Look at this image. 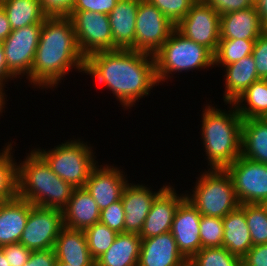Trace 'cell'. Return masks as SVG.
<instances>
[{
    "instance_id": "d590c367",
    "label": "cell",
    "mask_w": 267,
    "mask_h": 266,
    "mask_svg": "<svg viewBox=\"0 0 267 266\" xmlns=\"http://www.w3.org/2000/svg\"><path fill=\"white\" fill-rule=\"evenodd\" d=\"M155 5L173 24H178L189 12L196 0H148Z\"/></svg>"
},
{
    "instance_id": "836d02e7",
    "label": "cell",
    "mask_w": 267,
    "mask_h": 266,
    "mask_svg": "<svg viewBox=\"0 0 267 266\" xmlns=\"http://www.w3.org/2000/svg\"><path fill=\"white\" fill-rule=\"evenodd\" d=\"M245 217L253 245L267 243V207L245 204Z\"/></svg>"
},
{
    "instance_id": "8d00e7d4",
    "label": "cell",
    "mask_w": 267,
    "mask_h": 266,
    "mask_svg": "<svg viewBox=\"0 0 267 266\" xmlns=\"http://www.w3.org/2000/svg\"><path fill=\"white\" fill-rule=\"evenodd\" d=\"M99 222L117 233H124L125 212L121 199L100 211Z\"/></svg>"
},
{
    "instance_id": "816d5d0a",
    "label": "cell",
    "mask_w": 267,
    "mask_h": 266,
    "mask_svg": "<svg viewBox=\"0 0 267 266\" xmlns=\"http://www.w3.org/2000/svg\"><path fill=\"white\" fill-rule=\"evenodd\" d=\"M8 0H0V6L3 4V3H5V2H7Z\"/></svg>"
},
{
    "instance_id": "bcb514c9",
    "label": "cell",
    "mask_w": 267,
    "mask_h": 266,
    "mask_svg": "<svg viewBox=\"0 0 267 266\" xmlns=\"http://www.w3.org/2000/svg\"><path fill=\"white\" fill-rule=\"evenodd\" d=\"M12 32L6 12L0 6V42H3Z\"/></svg>"
},
{
    "instance_id": "8fae6325",
    "label": "cell",
    "mask_w": 267,
    "mask_h": 266,
    "mask_svg": "<svg viewBox=\"0 0 267 266\" xmlns=\"http://www.w3.org/2000/svg\"><path fill=\"white\" fill-rule=\"evenodd\" d=\"M42 24H32L13 30L2 42L9 71L19 80L26 77L30 83V73L40 39Z\"/></svg>"
},
{
    "instance_id": "5b68a950",
    "label": "cell",
    "mask_w": 267,
    "mask_h": 266,
    "mask_svg": "<svg viewBox=\"0 0 267 266\" xmlns=\"http://www.w3.org/2000/svg\"><path fill=\"white\" fill-rule=\"evenodd\" d=\"M158 84L168 83L175 73L214 67V54L203 45L186 38L176 28L154 55Z\"/></svg>"
},
{
    "instance_id": "b9f144b4",
    "label": "cell",
    "mask_w": 267,
    "mask_h": 266,
    "mask_svg": "<svg viewBox=\"0 0 267 266\" xmlns=\"http://www.w3.org/2000/svg\"><path fill=\"white\" fill-rule=\"evenodd\" d=\"M48 16H68L72 12L75 0H39Z\"/></svg>"
},
{
    "instance_id": "ee69618b",
    "label": "cell",
    "mask_w": 267,
    "mask_h": 266,
    "mask_svg": "<svg viewBox=\"0 0 267 266\" xmlns=\"http://www.w3.org/2000/svg\"><path fill=\"white\" fill-rule=\"evenodd\" d=\"M57 258L54 248L32 251L23 266H56Z\"/></svg>"
},
{
    "instance_id": "9a60e30c",
    "label": "cell",
    "mask_w": 267,
    "mask_h": 266,
    "mask_svg": "<svg viewBox=\"0 0 267 266\" xmlns=\"http://www.w3.org/2000/svg\"><path fill=\"white\" fill-rule=\"evenodd\" d=\"M168 185L169 184H163V186H160V189L157 191L156 189H153L152 187L145 185L144 183L135 184L133 182L129 183L128 181L121 195V201L123 203L125 212V233H135L138 235L140 234L143 223L145 222V219L149 214L154 199Z\"/></svg>"
},
{
    "instance_id": "e0dca14e",
    "label": "cell",
    "mask_w": 267,
    "mask_h": 266,
    "mask_svg": "<svg viewBox=\"0 0 267 266\" xmlns=\"http://www.w3.org/2000/svg\"><path fill=\"white\" fill-rule=\"evenodd\" d=\"M175 186L168 185L153 201L149 214L140 231V238L146 239L169 232L179 204L186 198Z\"/></svg>"
},
{
    "instance_id": "ab89813d",
    "label": "cell",
    "mask_w": 267,
    "mask_h": 266,
    "mask_svg": "<svg viewBox=\"0 0 267 266\" xmlns=\"http://www.w3.org/2000/svg\"><path fill=\"white\" fill-rule=\"evenodd\" d=\"M10 266H23L29 259L31 250L21 243L1 247Z\"/></svg>"
},
{
    "instance_id": "7a4b0ae2",
    "label": "cell",
    "mask_w": 267,
    "mask_h": 266,
    "mask_svg": "<svg viewBox=\"0 0 267 266\" xmlns=\"http://www.w3.org/2000/svg\"><path fill=\"white\" fill-rule=\"evenodd\" d=\"M73 69L84 74L85 57L77 45L71 19L48 16L42 23L30 84L34 89L54 90Z\"/></svg>"
},
{
    "instance_id": "cb8c5ba5",
    "label": "cell",
    "mask_w": 267,
    "mask_h": 266,
    "mask_svg": "<svg viewBox=\"0 0 267 266\" xmlns=\"http://www.w3.org/2000/svg\"><path fill=\"white\" fill-rule=\"evenodd\" d=\"M224 232L222 247L242 258L253 246L245 217V204L239 205L222 218Z\"/></svg>"
},
{
    "instance_id": "6da1fadb",
    "label": "cell",
    "mask_w": 267,
    "mask_h": 266,
    "mask_svg": "<svg viewBox=\"0 0 267 266\" xmlns=\"http://www.w3.org/2000/svg\"><path fill=\"white\" fill-rule=\"evenodd\" d=\"M84 73L112 91L123 110L132 109L159 85L154 56L132 49L91 54L85 58Z\"/></svg>"
},
{
    "instance_id": "ac0fdd59",
    "label": "cell",
    "mask_w": 267,
    "mask_h": 266,
    "mask_svg": "<svg viewBox=\"0 0 267 266\" xmlns=\"http://www.w3.org/2000/svg\"><path fill=\"white\" fill-rule=\"evenodd\" d=\"M189 261L181 254L172 233L141 240L138 266H186Z\"/></svg>"
},
{
    "instance_id": "2e32d148",
    "label": "cell",
    "mask_w": 267,
    "mask_h": 266,
    "mask_svg": "<svg viewBox=\"0 0 267 266\" xmlns=\"http://www.w3.org/2000/svg\"><path fill=\"white\" fill-rule=\"evenodd\" d=\"M200 219L199 211L185 198L179 204L171 225L170 232L178 249L188 261L202 248Z\"/></svg>"
},
{
    "instance_id": "44dd1931",
    "label": "cell",
    "mask_w": 267,
    "mask_h": 266,
    "mask_svg": "<svg viewBox=\"0 0 267 266\" xmlns=\"http://www.w3.org/2000/svg\"><path fill=\"white\" fill-rule=\"evenodd\" d=\"M31 210V203L16 196L0 202V248L19 243Z\"/></svg>"
},
{
    "instance_id": "1f68e13d",
    "label": "cell",
    "mask_w": 267,
    "mask_h": 266,
    "mask_svg": "<svg viewBox=\"0 0 267 266\" xmlns=\"http://www.w3.org/2000/svg\"><path fill=\"white\" fill-rule=\"evenodd\" d=\"M92 258L96 261L114 242L117 232L101 222L84 230Z\"/></svg>"
},
{
    "instance_id": "603a6c76",
    "label": "cell",
    "mask_w": 267,
    "mask_h": 266,
    "mask_svg": "<svg viewBox=\"0 0 267 266\" xmlns=\"http://www.w3.org/2000/svg\"><path fill=\"white\" fill-rule=\"evenodd\" d=\"M54 251L57 262L73 266H95L84 230H73L63 227L56 239Z\"/></svg>"
},
{
    "instance_id": "d6a6232c",
    "label": "cell",
    "mask_w": 267,
    "mask_h": 266,
    "mask_svg": "<svg viewBox=\"0 0 267 266\" xmlns=\"http://www.w3.org/2000/svg\"><path fill=\"white\" fill-rule=\"evenodd\" d=\"M241 258L225 247L201 248L190 260V266H240Z\"/></svg>"
},
{
    "instance_id": "60d3db41",
    "label": "cell",
    "mask_w": 267,
    "mask_h": 266,
    "mask_svg": "<svg viewBox=\"0 0 267 266\" xmlns=\"http://www.w3.org/2000/svg\"><path fill=\"white\" fill-rule=\"evenodd\" d=\"M206 4L214 8L220 15L247 9L254 4L251 0H203Z\"/></svg>"
},
{
    "instance_id": "5bb4252c",
    "label": "cell",
    "mask_w": 267,
    "mask_h": 266,
    "mask_svg": "<svg viewBox=\"0 0 267 266\" xmlns=\"http://www.w3.org/2000/svg\"><path fill=\"white\" fill-rule=\"evenodd\" d=\"M127 183L128 178L123 169L114 164L98 163L90 172L84 189L93 197L101 211L121 199Z\"/></svg>"
},
{
    "instance_id": "3957f363",
    "label": "cell",
    "mask_w": 267,
    "mask_h": 266,
    "mask_svg": "<svg viewBox=\"0 0 267 266\" xmlns=\"http://www.w3.org/2000/svg\"><path fill=\"white\" fill-rule=\"evenodd\" d=\"M209 103L201 114L200 139L209 169H225L241 156L243 118L233 103H228L229 110Z\"/></svg>"
},
{
    "instance_id": "4fadbf2b",
    "label": "cell",
    "mask_w": 267,
    "mask_h": 266,
    "mask_svg": "<svg viewBox=\"0 0 267 266\" xmlns=\"http://www.w3.org/2000/svg\"><path fill=\"white\" fill-rule=\"evenodd\" d=\"M63 225V210L31 204L19 243L31 251L54 248Z\"/></svg>"
},
{
    "instance_id": "f6af8a7d",
    "label": "cell",
    "mask_w": 267,
    "mask_h": 266,
    "mask_svg": "<svg viewBox=\"0 0 267 266\" xmlns=\"http://www.w3.org/2000/svg\"><path fill=\"white\" fill-rule=\"evenodd\" d=\"M15 79L16 77L8 69L5 60L3 45L2 42H0V89L5 92L4 88H8L5 87L6 84H8L7 82H9V80L14 81Z\"/></svg>"
},
{
    "instance_id": "f546056e",
    "label": "cell",
    "mask_w": 267,
    "mask_h": 266,
    "mask_svg": "<svg viewBox=\"0 0 267 266\" xmlns=\"http://www.w3.org/2000/svg\"><path fill=\"white\" fill-rule=\"evenodd\" d=\"M12 144V141H8L0 151V202L17 196V162L13 157L15 152Z\"/></svg>"
},
{
    "instance_id": "7dc6e473",
    "label": "cell",
    "mask_w": 267,
    "mask_h": 266,
    "mask_svg": "<svg viewBox=\"0 0 267 266\" xmlns=\"http://www.w3.org/2000/svg\"><path fill=\"white\" fill-rule=\"evenodd\" d=\"M254 5L262 24L267 28V0H257Z\"/></svg>"
},
{
    "instance_id": "4dcf8cb0",
    "label": "cell",
    "mask_w": 267,
    "mask_h": 266,
    "mask_svg": "<svg viewBox=\"0 0 267 266\" xmlns=\"http://www.w3.org/2000/svg\"><path fill=\"white\" fill-rule=\"evenodd\" d=\"M256 40L220 39L214 54V67L221 68L251 55Z\"/></svg>"
},
{
    "instance_id": "484cf974",
    "label": "cell",
    "mask_w": 267,
    "mask_h": 266,
    "mask_svg": "<svg viewBox=\"0 0 267 266\" xmlns=\"http://www.w3.org/2000/svg\"><path fill=\"white\" fill-rule=\"evenodd\" d=\"M141 238L135 233H118L109 249L95 266H138Z\"/></svg>"
},
{
    "instance_id": "83f0119b",
    "label": "cell",
    "mask_w": 267,
    "mask_h": 266,
    "mask_svg": "<svg viewBox=\"0 0 267 266\" xmlns=\"http://www.w3.org/2000/svg\"><path fill=\"white\" fill-rule=\"evenodd\" d=\"M13 30L32 24H42L48 15L39 0H8L1 5Z\"/></svg>"
},
{
    "instance_id": "d6986e66",
    "label": "cell",
    "mask_w": 267,
    "mask_h": 266,
    "mask_svg": "<svg viewBox=\"0 0 267 266\" xmlns=\"http://www.w3.org/2000/svg\"><path fill=\"white\" fill-rule=\"evenodd\" d=\"M266 29L255 5L220 15V39L256 40Z\"/></svg>"
},
{
    "instance_id": "8992f818",
    "label": "cell",
    "mask_w": 267,
    "mask_h": 266,
    "mask_svg": "<svg viewBox=\"0 0 267 266\" xmlns=\"http://www.w3.org/2000/svg\"><path fill=\"white\" fill-rule=\"evenodd\" d=\"M77 138L65 140L64 143L46 150L41 147L33 149L46 161L51 170L74 188H84L92 169L98 164L91 144Z\"/></svg>"
},
{
    "instance_id": "74e56055",
    "label": "cell",
    "mask_w": 267,
    "mask_h": 266,
    "mask_svg": "<svg viewBox=\"0 0 267 266\" xmlns=\"http://www.w3.org/2000/svg\"><path fill=\"white\" fill-rule=\"evenodd\" d=\"M260 79L267 78V29L256 39L251 53Z\"/></svg>"
},
{
    "instance_id": "ffe728a7",
    "label": "cell",
    "mask_w": 267,
    "mask_h": 266,
    "mask_svg": "<svg viewBox=\"0 0 267 266\" xmlns=\"http://www.w3.org/2000/svg\"><path fill=\"white\" fill-rule=\"evenodd\" d=\"M140 0H119L108 14L114 50L135 51L136 14Z\"/></svg>"
},
{
    "instance_id": "ba28073f",
    "label": "cell",
    "mask_w": 267,
    "mask_h": 266,
    "mask_svg": "<svg viewBox=\"0 0 267 266\" xmlns=\"http://www.w3.org/2000/svg\"><path fill=\"white\" fill-rule=\"evenodd\" d=\"M68 17L73 24L79 50L85 58L96 52L114 50L108 15L92 11H72Z\"/></svg>"
},
{
    "instance_id": "c3c4849f",
    "label": "cell",
    "mask_w": 267,
    "mask_h": 266,
    "mask_svg": "<svg viewBox=\"0 0 267 266\" xmlns=\"http://www.w3.org/2000/svg\"><path fill=\"white\" fill-rule=\"evenodd\" d=\"M7 96L8 95H6V92L0 89V115L3 113V111L5 112V107H6L5 104H7L6 101H8L6 100Z\"/></svg>"
},
{
    "instance_id": "52a82bcc",
    "label": "cell",
    "mask_w": 267,
    "mask_h": 266,
    "mask_svg": "<svg viewBox=\"0 0 267 266\" xmlns=\"http://www.w3.org/2000/svg\"><path fill=\"white\" fill-rule=\"evenodd\" d=\"M198 175L192 191L186 190L185 195L201 215L224 218L240 205L232 179L225 169L207 167Z\"/></svg>"
},
{
    "instance_id": "7bdbcfd3",
    "label": "cell",
    "mask_w": 267,
    "mask_h": 266,
    "mask_svg": "<svg viewBox=\"0 0 267 266\" xmlns=\"http://www.w3.org/2000/svg\"><path fill=\"white\" fill-rule=\"evenodd\" d=\"M241 260L245 266H267V243L253 245Z\"/></svg>"
},
{
    "instance_id": "f907efd6",
    "label": "cell",
    "mask_w": 267,
    "mask_h": 266,
    "mask_svg": "<svg viewBox=\"0 0 267 266\" xmlns=\"http://www.w3.org/2000/svg\"><path fill=\"white\" fill-rule=\"evenodd\" d=\"M56 266H73V265L67 264V263H64V262H57Z\"/></svg>"
},
{
    "instance_id": "7c38bea8",
    "label": "cell",
    "mask_w": 267,
    "mask_h": 266,
    "mask_svg": "<svg viewBox=\"0 0 267 266\" xmlns=\"http://www.w3.org/2000/svg\"><path fill=\"white\" fill-rule=\"evenodd\" d=\"M186 38L203 45L213 54L220 40V14L203 0H196L186 16L176 24Z\"/></svg>"
},
{
    "instance_id": "30bf717a",
    "label": "cell",
    "mask_w": 267,
    "mask_h": 266,
    "mask_svg": "<svg viewBox=\"0 0 267 266\" xmlns=\"http://www.w3.org/2000/svg\"><path fill=\"white\" fill-rule=\"evenodd\" d=\"M230 175L239 204L267 201V165L240 156L225 168Z\"/></svg>"
},
{
    "instance_id": "277c9868",
    "label": "cell",
    "mask_w": 267,
    "mask_h": 266,
    "mask_svg": "<svg viewBox=\"0 0 267 266\" xmlns=\"http://www.w3.org/2000/svg\"><path fill=\"white\" fill-rule=\"evenodd\" d=\"M74 189L34 149L17 162V196L32 205L63 210Z\"/></svg>"
},
{
    "instance_id": "f5cc1de1",
    "label": "cell",
    "mask_w": 267,
    "mask_h": 266,
    "mask_svg": "<svg viewBox=\"0 0 267 266\" xmlns=\"http://www.w3.org/2000/svg\"><path fill=\"white\" fill-rule=\"evenodd\" d=\"M251 2H252L253 4H255V3L257 2V0H251Z\"/></svg>"
},
{
    "instance_id": "e575fe53",
    "label": "cell",
    "mask_w": 267,
    "mask_h": 266,
    "mask_svg": "<svg viewBox=\"0 0 267 266\" xmlns=\"http://www.w3.org/2000/svg\"><path fill=\"white\" fill-rule=\"evenodd\" d=\"M223 232L222 218L201 215L199 236L202 248L222 247Z\"/></svg>"
},
{
    "instance_id": "f1b7e54d",
    "label": "cell",
    "mask_w": 267,
    "mask_h": 266,
    "mask_svg": "<svg viewBox=\"0 0 267 266\" xmlns=\"http://www.w3.org/2000/svg\"><path fill=\"white\" fill-rule=\"evenodd\" d=\"M233 104L243 119L267 118V83L253 82Z\"/></svg>"
},
{
    "instance_id": "7402d4cb",
    "label": "cell",
    "mask_w": 267,
    "mask_h": 266,
    "mask_svg": "<svg viewBox=\"0 0 267 266\" xmlns=\"http://www.w3.org/2000/svg\"><path fill=\"white\" fill-rule=\"evenodd\" d=\"M100 210L84 188H75L63 209V225L73 230H85L99 222Z\"/></svg>"
},
{
    "instance_id": "d4e9b609",
    "label": "cell",
    "mask_w": 267,
    "mask_h": 266,
    "mask_svg": "<svg viewBox=\"0 0 267 266\" xmlns=\"http://www.w3.org/2000/svg\"><path fill=\"white\" fill-rule=\"evenodd\" d=\"M223 69L225 72L223 76L225 80L224 105L233 103L253 82L260 80L252 55L225 65Z\"/></svg>"
},
{
    "instance_id": "9c48e42d",
    "label": "cell",
    "mask_w": 267,
    "mask_h": 266,
    "mask_svg": "<svg viewBox=\"0 0 267 266\" xmlns=\"http://www.w3.org/2000/svg\"><path fill=\"white\" fill-rule=\"evenodd\" d=\"M176 28L155 5L140 0L136 14L135 51L154 56Z\"/></svg>"
},
{
    "instance_id": "4316f807",
    "label": "cell",
    "mask_w": 267,
    "mask_h": 266,
    "mask_svg": "<svg viewBox=\"0 0 267 266\" xmlns=\"http://www.w3.org/2000/svg\"><path fill=\"white\" fill-rule=\"evenodd\" d=\"M241 156L267 165V118L243 119Z\"/></svg>"
},
{
    "instance_id": "f35d334b",
    "label": "cell",
    "mask_w": 267,
    "mask_h": 266,
    "mask_svg": "<svg viewBox=\"0 0 267 266\" xmlns=\"http://www.w3.org/2000/svg\"><path fill=\"white\" fill-rule=\"evenodd\" d=\"M119 0H75L72 11H92L108 15Z\"/></svg>"
},
{
    "instance_id": "681fc988",
    "label": "cell",
    "mask_w": 267,
    "mask_h": 266,
    "mask_svg": "<svg viewBox=\"0 0 267 266\" xmlns=\"http://www.w3.org/2000/svg\"><path fill=\"white\" fill-rule=\"evenodd\" d=\"M0 266H10L1 248H0Z\"/></svg>"
}]
</instances>
